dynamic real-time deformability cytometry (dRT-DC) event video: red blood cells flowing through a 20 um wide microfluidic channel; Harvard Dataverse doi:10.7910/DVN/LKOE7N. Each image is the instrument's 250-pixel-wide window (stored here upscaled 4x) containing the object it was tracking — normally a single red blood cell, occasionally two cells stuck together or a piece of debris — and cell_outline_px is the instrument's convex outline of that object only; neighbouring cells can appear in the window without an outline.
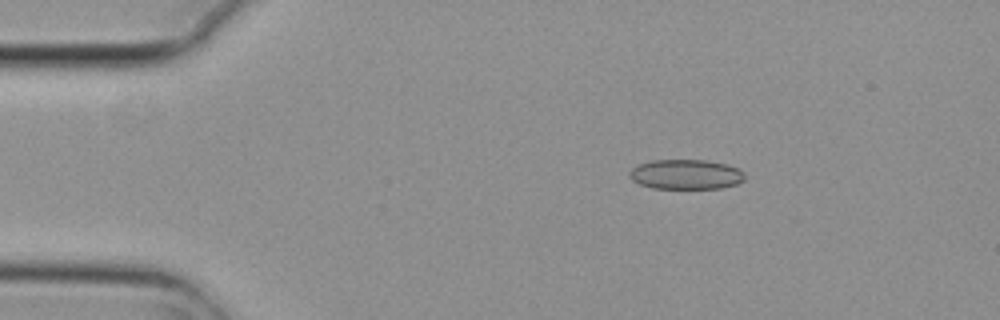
{"species": "common noctule bat (a hibernating species)", "species_latin": "Nyctalus noctula", "temperature_condition": "cold", "stored_images_in_passage": 3, "camera_frame_rate_fps": 3000, "um_per_image_px": 0.085, "animal": {"sex": "female", "body_mass_g": 29.2, "forearm_length_mm": 56.3}, "frame": {"image": 1, "passage_image": 1, "time_ms": 0.0, "image_size_px": [1000, 320], "cell_outline_px": [[744, 180], [736, 184], [720, 188], [652, 188], [640, 184], [632, 180], [628, 176], [628, 172], [632, 168], [640, 164], [652, 160], [708, 160], [728, 164], [744, 172]], "centroid_in_image_um": [58.29, 14.81], "position_along_channel_um": 26.7, "area_um2": 20.06}}
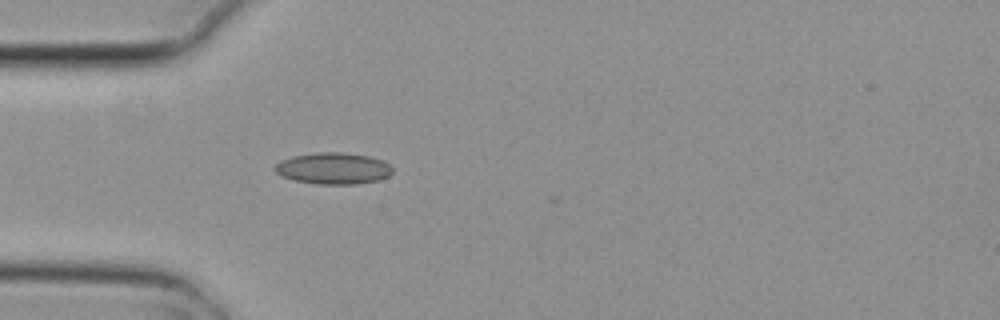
{"frame": {"image": 2, "passage_image": 3, "time_ms": 0.667, "image_size_px": [1000, 320], "cell_outline_px": [[392, 172], [388, 176], [380, 180], [356, 184], [316, 184], [296, 180], [284, 176], [276, 172], [272, 168], [280, 160], [292, 156], [316, 152], [344, 152], [368, 156], [384, 160], [392, 168]], "centroid_in_image_um": [28.34, 14.3], "position_along_channel_um": 56.7, "area_um2": 21.68}}